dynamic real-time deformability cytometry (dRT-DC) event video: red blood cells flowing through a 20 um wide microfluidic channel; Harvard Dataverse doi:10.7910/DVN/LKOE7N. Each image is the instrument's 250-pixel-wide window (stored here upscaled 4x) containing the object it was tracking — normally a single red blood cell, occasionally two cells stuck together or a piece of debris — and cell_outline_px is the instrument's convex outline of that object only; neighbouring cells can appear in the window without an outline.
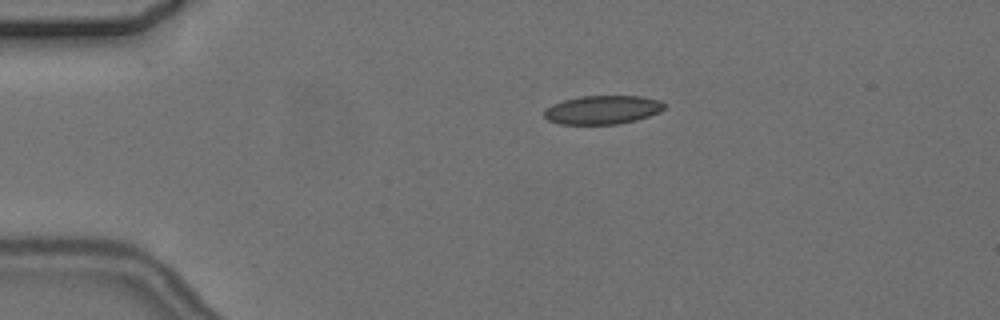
{"species": "common noctule bat (a hibernating species)", "species_latin": "Nyctalus noctula", "temperature_condition": "cold", "stored_images_in_passage": 5, "camera_frame_rate_fps": 3000, "um_per_image_px": 0.085, "animal": {"sex": "female", "body_mass_g": 24.6, "forearm_length_mm": 56.2}, "frame": {"image": 1, "passage_image": 4, "time_ms": 3.667, "image_size_px": [1000, 320], "cell_outline_px": [[664, 108], [660, 112], [636, 120], [616, 124], [560, 124], [548, 120], [544, 116], [544, 108], [552, 104], [564, 100], [580, 96], [640, 96], [660, 100], [664, 104]], "centroid_in_image_um": [51.19, 9.33], "position_along_channel_um": 33.8, "area_um2": 20.06}}